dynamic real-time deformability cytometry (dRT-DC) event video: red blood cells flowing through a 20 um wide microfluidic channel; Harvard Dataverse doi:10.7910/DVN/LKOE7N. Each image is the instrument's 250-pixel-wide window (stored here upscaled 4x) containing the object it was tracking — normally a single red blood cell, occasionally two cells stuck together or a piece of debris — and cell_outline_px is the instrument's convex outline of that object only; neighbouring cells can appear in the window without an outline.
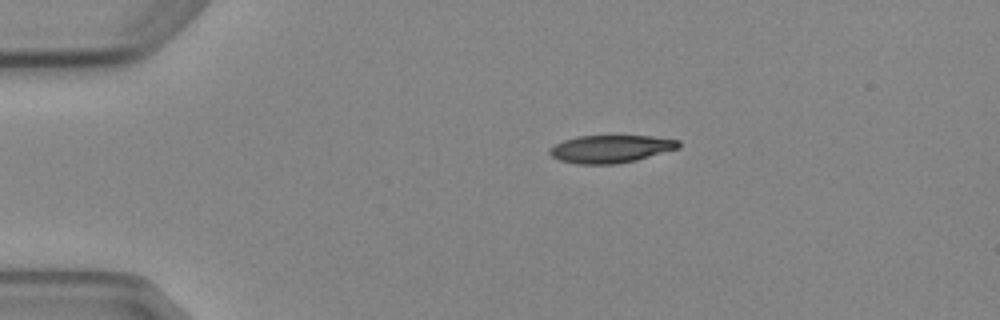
{"species": "Egyptian fruit bat (a non-hibernating species)", "species_latin": "Rousettus aegyptiacus", "temperature_condition": "cold", "stored_images_in_passage": 4, "camera_frame_rate_fps": 3000, "um_per_image_px": 0.085, "animal": {"sex": "female"}, "frame": {"image": 1, "passage_image": 1, "time_ms": 0.0, "image_size_px": [1000, 320], "cell_outline_px": [[680, 148], [636, 160], [616, 164], [576, 164], [560, 160], [552, 156], [548, 152], [548, 148], [564, 140], [576, 136], [652, 136], [680, 140]], "centroid_in_image_um": [51.91, 12.65], "position_along_channel_um": 33.1, "area_um2": 20.87}}
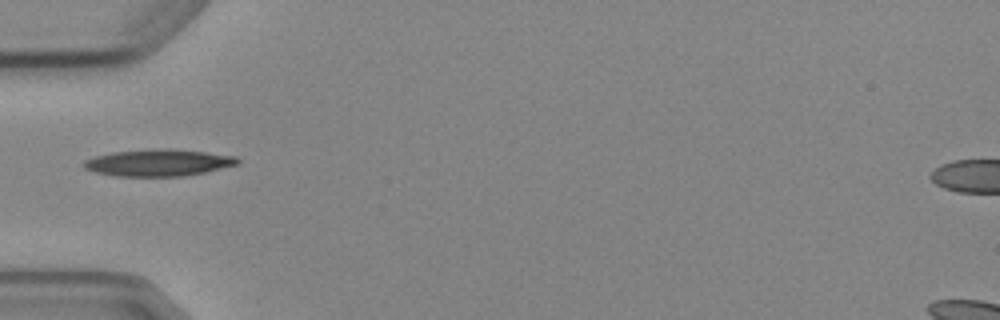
{"frame": {"image": 2, "passage_image": 3, "time_ms": 2.333, "image_size_px": [1000, 320], "cell_outline_px": [[240, 164], [204, 172], [184, 176], [116, 176], [96, 172], [84, 168], [84, 160], [96, 156], [112, 152], [164, 148], [168, 148], [204, 152], [236, 156], [240, 160]], "centroid_in_image_um": [13.49, 13.83], "position_along_channel_um": 71.5, "area_um2": 23.87}}
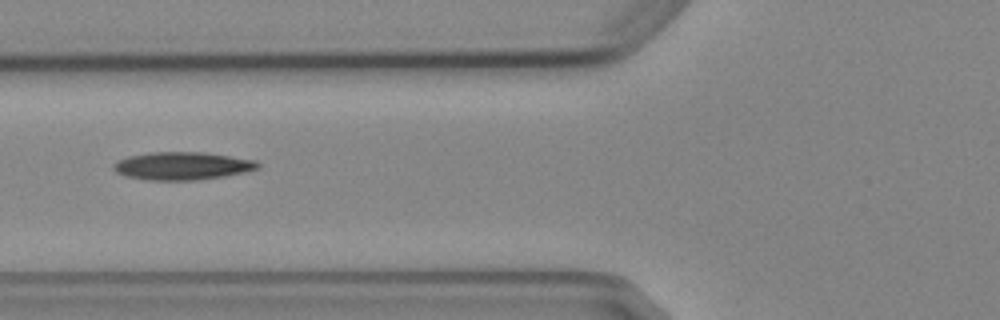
{"frame": {"image": 3, "passage_image": 4, "time_ms": 3.333, "image_size_px": [1000, 320], "cell_outline_px": [[260, 168], [244, 172], [224, 176], [196, 180], [148, 180], [128, 176], [116, 172], [112, 168], [112, 164], [116, 160], [128, 156], [148, 152], [204, 152], [256, 160], [260, 164]], "centroid_in_image_um": [15.48, 14.09], "position_along_channel_um": 110.3, "area_um2": 23.52}}